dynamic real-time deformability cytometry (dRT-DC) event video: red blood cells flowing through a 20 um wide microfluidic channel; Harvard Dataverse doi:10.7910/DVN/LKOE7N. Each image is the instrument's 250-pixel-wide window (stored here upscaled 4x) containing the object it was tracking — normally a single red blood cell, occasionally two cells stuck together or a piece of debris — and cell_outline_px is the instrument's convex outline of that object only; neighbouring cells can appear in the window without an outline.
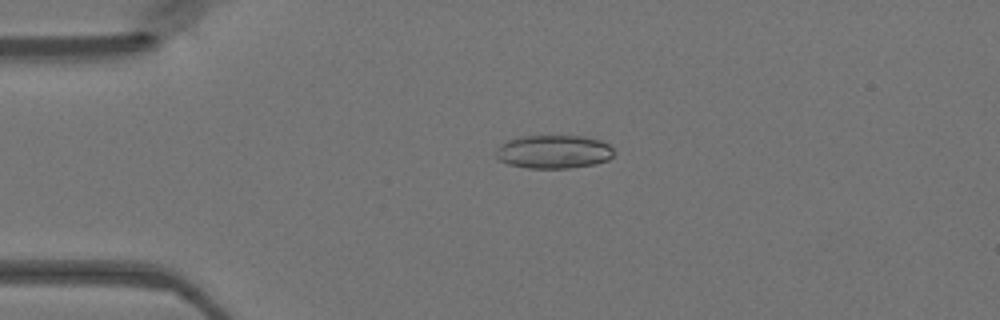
{"species": "Egyptian fruit bat (a non-hibernating species)", "species_latin": "Rousettus aegyptiacus", "temperature_condition": "warm", "stored_images_in_passage": 48, "camera_frame_rate_fps": 3000, "um_per_image_px": 0.085, "animal": {"sex": "female"}, "frame": {"image": 1, "passage_image": 11, "time_ms": 3.333, "image_size_px": [1000, 320], "cell_outline_px": [[616, 152], [608, 160], [596, 164], [568, 168], [528, 168], [508, 164], [500, 160], [496, 156], [496, 152], [500, 144], [508, 140], [520, 136], [584, 136], [600, 140], [608, 144]], "centroid_in_image_um": [47.08, 12.9], "position_along_channel_um": 37.9, "area_um2": 23.06}}
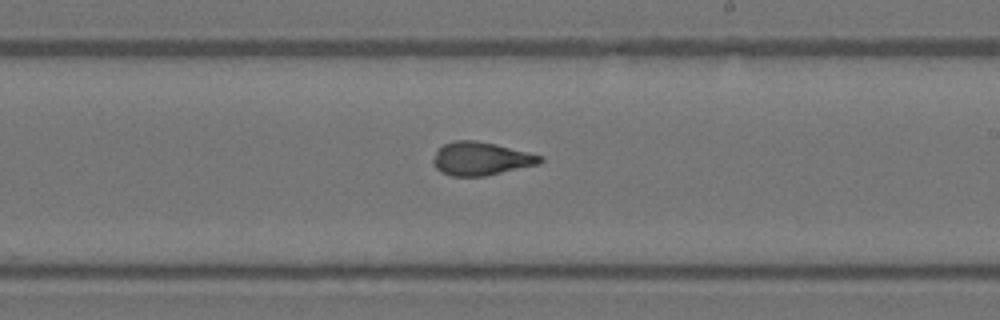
{"frame": {"image": 2, "passage_image": 28, "time_ms": 9.0, "image_size_px": [1000, 320], "cell_outline_px": [[544, 160], [540, 164], [484, 176], [452, 176], [440, 172], [432, 164], [432, 160], [436, 148], [452, 140], [476, 140], [496, 144], [544, 156]], "centroid_in_image_um": [40.85, 13.48], "position_along_channel_um": 248.1, "area_um2": 21.04}}
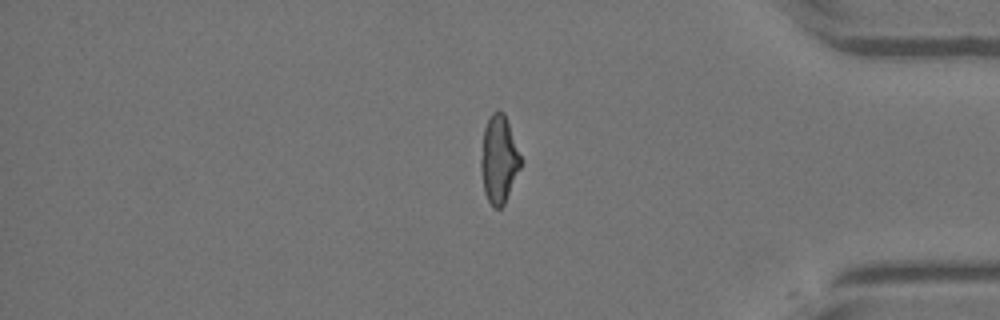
{"frame": {"image": 3, "passage_image": 40, "time_ms": 13.0, "image_size_px": [1000, 320], "cell_outline_px": [[520, 168], [504, 204], [500, 208], [492, 208], [484, 192], [480, 168], [480, 160], [484, 128], [492, 112], [504, 112], [520, 156]], "centroid_in_image_um": [42.37, 13.58], "position_along_channel_um": 392.8, "area_um2": 19.94}}